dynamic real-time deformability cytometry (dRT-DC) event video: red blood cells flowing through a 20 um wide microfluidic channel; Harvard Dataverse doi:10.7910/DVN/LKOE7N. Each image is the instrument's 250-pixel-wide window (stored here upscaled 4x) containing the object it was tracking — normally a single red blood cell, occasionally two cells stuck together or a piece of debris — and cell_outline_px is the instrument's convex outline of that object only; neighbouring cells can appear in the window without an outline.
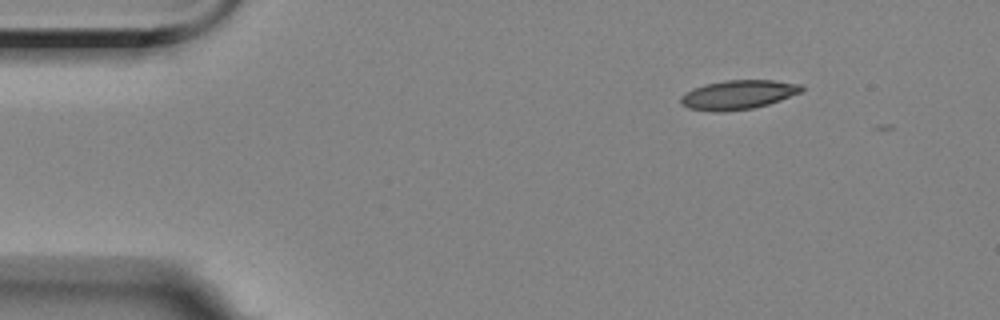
{"species": "Egyptian fruit bat (a non-hibernating species)", "species_latin": "Rousettus aegyptiacus", "temperature_condition": "room temperature", "stored_images_in_passage": 5, "camera_frame_rate_fps": 3000, "um_per_image_px": 0.085, "animal": {"sex": "female"}, "frame": {"image": 1, "passage_image": 1, "time_ms": 0.0, "image_size_px": [1000, 320], "cell_outline_px": [[804, 92], [768, 104], [752, 108], [724, 112], [712, 112], [688, 108], [680, 104], [680, 96], [692, 88], [704, 84], [724, 80], [776, 80], [800, 84], [804, 88]], "centroid_in_image_um": [62.73, 8.05], "position_along_channel_um": 22.3, "area_um2": 20.87}}
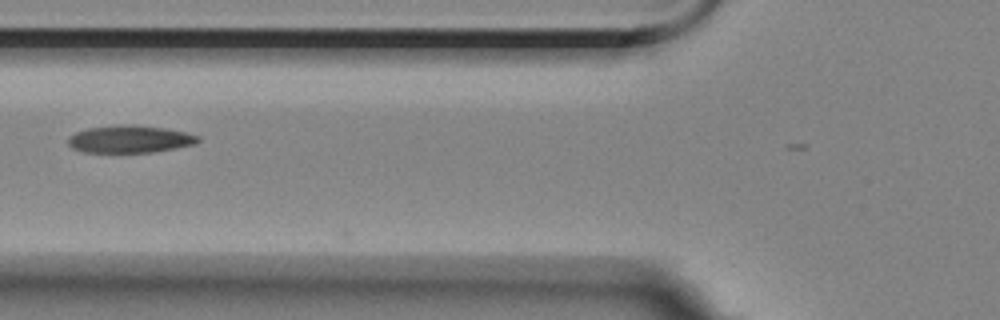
{"frame": {"image": 2, "passage_image": 4, "time_ms": 4.667, "image_size_px": [1000, 320], "cell_outline_px": [[200, 140], [196, 144], [176, 148], [152, 152], [84, 152], [72, 148], [68, 144], [68, 136], [76, 132], [88, 128], [120, 124], [132, 124], [164, 128], [184, 132], [200, 136]], "centroid_in_image_um": [11.03, 11.82], "position_along_channel_um": 114.8, "area_um2": 20.81}}